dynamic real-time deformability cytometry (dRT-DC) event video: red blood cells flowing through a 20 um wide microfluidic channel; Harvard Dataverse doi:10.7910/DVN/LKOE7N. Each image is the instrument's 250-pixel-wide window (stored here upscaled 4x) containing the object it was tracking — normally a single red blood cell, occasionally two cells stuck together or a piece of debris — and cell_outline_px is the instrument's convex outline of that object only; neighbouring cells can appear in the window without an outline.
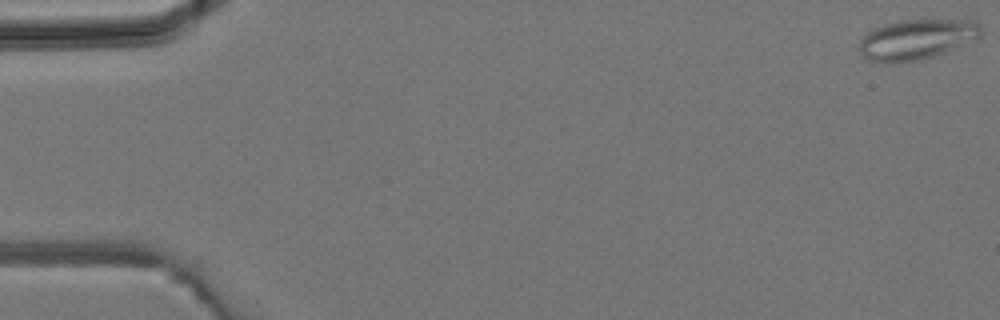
{"species": "common noctule bat (a hibernating species)", "species_latin": "Nyctalus noctula", "temperature_condition": "room temperature", "stored_images_in_passage": 6, "camera_frame_rate_fps": 3000, "um_per_image_px": 0.085, "animal": {"sex": "male", "body_mass_g": 19.2, "forearm_length_mm": 51.8}, "frame": {"image": 1, "passage_image": 1, "time_ms": 0.0, "image_size_px": [1000, 320], "cell_outline_px": [[980, 36], [944, 52], [920, 60], [868, 60], [860, 52], [860, 40], [872, 28], [896, 20], [976, 20], [980, 24]], "centroid_in_image_um": [77.91, 3.29], "position_along_channel_um": 7.1, "area_um2": 27.63}}